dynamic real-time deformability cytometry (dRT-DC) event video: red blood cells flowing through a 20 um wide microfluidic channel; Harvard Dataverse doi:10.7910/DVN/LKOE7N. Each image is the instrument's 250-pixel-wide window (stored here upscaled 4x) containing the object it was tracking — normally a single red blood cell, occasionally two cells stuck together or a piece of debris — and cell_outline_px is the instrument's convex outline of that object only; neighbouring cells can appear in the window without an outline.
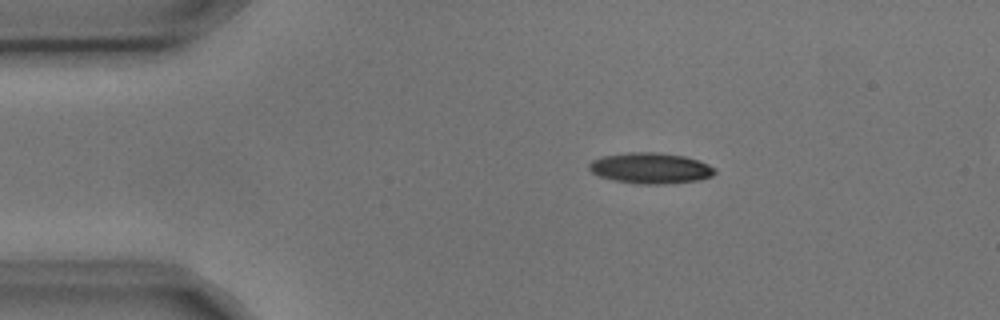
{"species": "common noctule bat (a hibernating species)", "species_latin": "Nyctalus noctula", "temperature_condition": "cold", "stored_images_in_passage": 5, "camera_frame_rate_fps": 3000, "um_per_image_px": 0.085, "animal": {"sex": "male", "body_mass_g": 17.9, "forearm_length_mm": 54.2}, "frame": {"image": 1, "passage_image": 2, "time_ms": 0.333, "image_size_px": [1000, 320], "cell_outline_px": [[716, 172], [712, 176], [700, 180], [664, 184], [636, 184], [616, 180], [600, 176], [592, 172], [588, 168], [588, 164], [592, 160], [604, 156], [628, 152], [660, 152], [684, 156], [708, 164], [716, 168]], "centroid_in_image_um": [55.31, 14.29], "position_along_channel_um": 29.7, "area_um2": 22.6}}
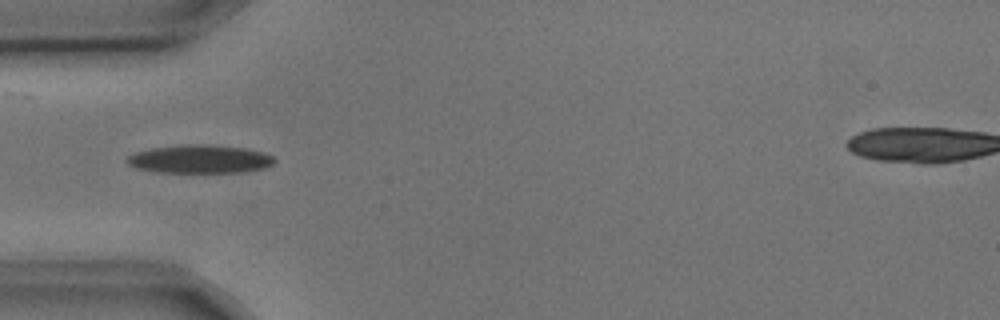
{"frame": {"image": 2, "passage_image": 4, "time_ms": 1.0, "image_size_px": [1000, 320], "cell_outline_px": [[276, 160], [272, 164], [264, 168], [244, 172], [160, 172], [136, 168], [128, 164], [124, 160], [128, 156], [136, 152], [152, 148], [184, 144], [208, 144], [248, 148], [264, 152], [272, 156]], "centroid_in_image_um": [17.0, 13.51], "position_along_channel_um": 68.0, "area_um2": 24.45}}